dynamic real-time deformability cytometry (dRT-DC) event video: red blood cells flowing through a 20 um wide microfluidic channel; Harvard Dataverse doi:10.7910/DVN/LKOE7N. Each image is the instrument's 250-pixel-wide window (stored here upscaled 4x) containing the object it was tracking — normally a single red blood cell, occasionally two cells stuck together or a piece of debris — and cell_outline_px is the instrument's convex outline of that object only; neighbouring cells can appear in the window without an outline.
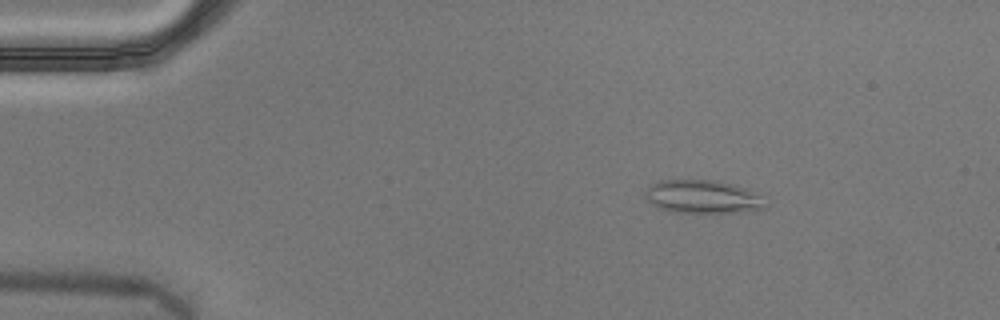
{"species": "Egyptian fruit bat (a non-hibernating species)", "species_latin": "Rousettus aegyptiacus", "temperature_condition": "cold", "stored_images_in_passage": 55, "camera_frame_rate_fps": 3000, "um_per_image_px": 0.085, "animal": {"sex": "male"}, "frame": {"image": 1, "passage_image": 8, "time_ms": 2.333, "image_size_px": [1000, 320], "cell_outline_px": [[768, 208], [744, 212], [668, 212], [652, 204], [644, 196], [644, 192], [652, 184], [660, 180], [716, 180], [748, 188], [768, 204]], "centroid_in_image_um": [59.73, 16.73], "position_along_channel_um": 25.3, "area_um2": 23.35}}
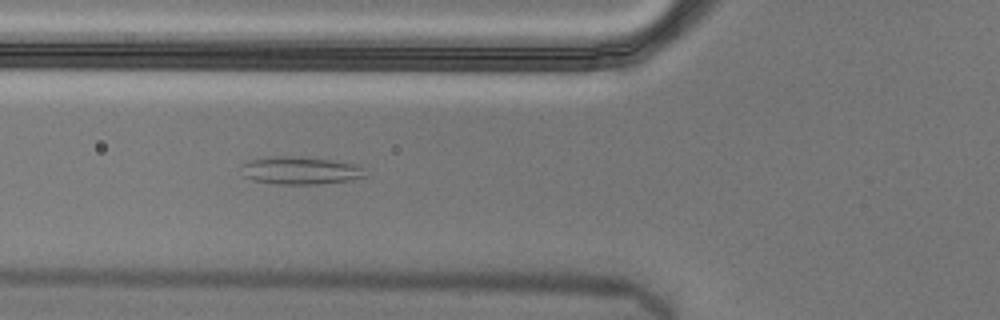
{"frame": {"image": 2, "passage_image": 20, "time_ms": 6.333, "image_size_px": [1000, 320], "cell_outline_px": [[368, 176], [348, 180], [320, 184], [276, 184], [252, 180], [244, 176], [240, 164], [252, 160], [280, 156], [300, 156], [356, 164], [364, 168]], "centroid_in_image_um": [25.55, 14.5], "position_along_channel_um": 100.3, "area_um2": 19.94}}
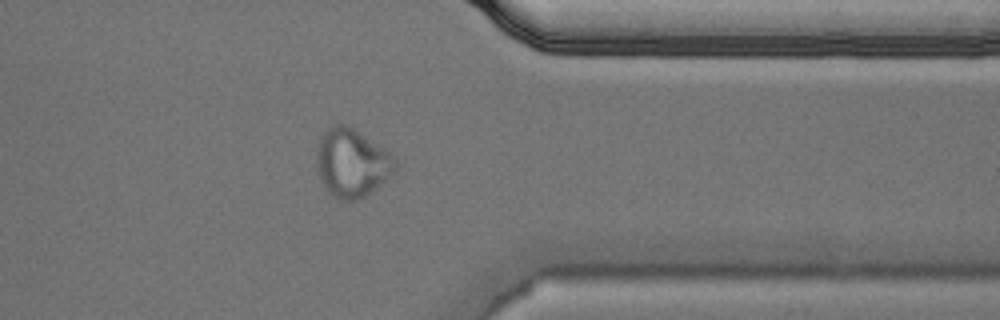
{"frame": {"image": 3, "passage_image": 44, "time_ms": 14.333, "image_size_px": [1000, 320], "cell_outline_px": [[400, 164], [396, 172], [364, 196], [356, 200], [340, 200], [328, 192], [320, 180], [316, 164], [316, 148], [324, 132], [332, 124], [348, 124], [396, 156]], "centroid_in_image_um": [29.93, 13.83], "position_along_channel_um": 381.5, "area_um2": 31.67}, "authors_computed_cell_mechanics": {"area_um2": 24.276, "velocity_mm_per_s": 3.6024, "shape_relaxation_time_tau1_ms": null, "shape_relaxation_time_tau2_ms": 1.3476, "deformation_change_tau1": null, "deformation_change_tau2": 0.073}}